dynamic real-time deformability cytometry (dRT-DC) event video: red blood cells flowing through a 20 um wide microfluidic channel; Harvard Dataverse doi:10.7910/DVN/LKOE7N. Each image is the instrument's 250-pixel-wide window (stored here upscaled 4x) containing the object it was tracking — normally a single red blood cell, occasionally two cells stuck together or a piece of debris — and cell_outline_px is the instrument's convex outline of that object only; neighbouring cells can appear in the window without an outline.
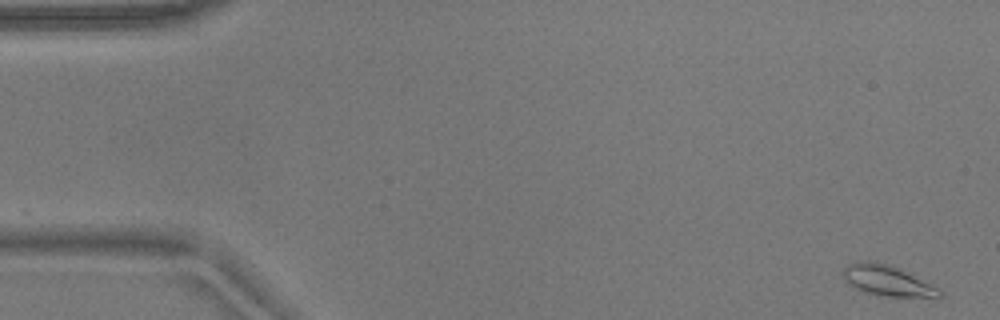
{"species": "common noctule bat (a hibernating species)", "species_latin": "Nyctalus noctula", "temperature_condition": "warm", "stored_images_in_passage": 54, "camera_frame_rate_fps": 3000, "um_per_image_px": 0.085, "animal": {"sex": "male", "body_mass_g": 17.9}, "frame": {"image": 1, "passage_image": 1, "time_ms": 0.0, "image_size_px": [1000, 320], "cell_outline_px": [[944, 296], [888, 296], [868, 292], [856, 288], [844, 280], [840, 272], [848, 264], [856, 260], [876, 260], [892, 264], [940, 288], [944, 292]], "centroid_in_image_um": [75.39, 23.79], "position_along_channel_um": 9.6, "area_um2": 17.4}}
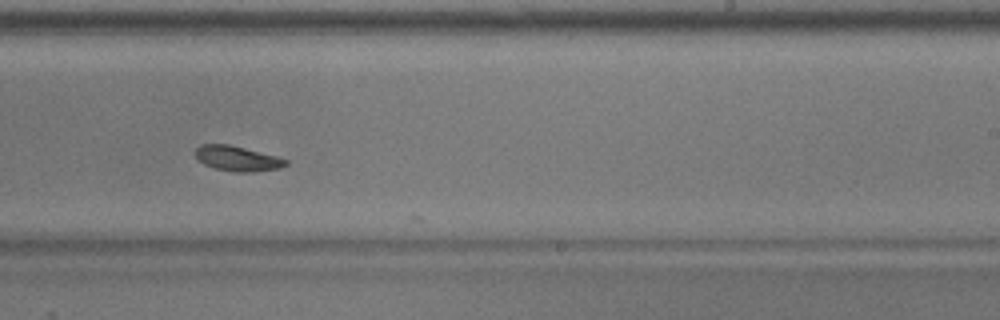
{"frame": {"image": 2, "passage_image": 33, "time_ms": 10.667, "image_size_px": [1000, 320], "cell_outline_px": [[288, 164], [280, 168], [252, 172], [232, 172], [216, 168], [204, 164], [196, 156], [196, 148], [200, 144], [228, 144], [276, 156], [288, 160]], "centroid_in_image_um": [20.19, 13.48], "position_along_channel_um": 268.8, "area_um2": 13.06}}
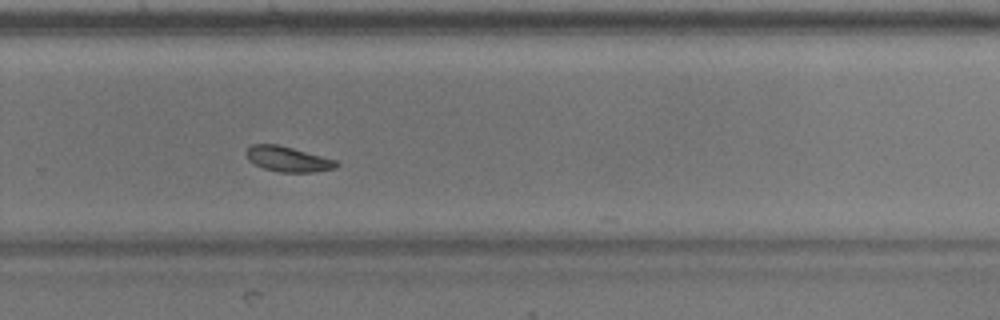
{"frame": {"image": 3, "passage_image": 36, "time_ms": 11.667, "image_size_px": [1000, 320], "cell_outline_px": [[340, 164], [336, 168], [312, 172], [280, 172], [264, 168], [248, 160], [244, 152], [252, 144], [276, 144], [292, 148], [336, 160]], "centroid_in_image_um": [24.46, 13.52], "position_along_channel_um": 305.3, "area_um2": 13.12}, "authors_computed_cell_mechanics": {"area_um2": 14.2766, "velocity_mm_per_s": 3.6608, "shape_relaxation_time_tau1_ms": 3.0735, "shape_relaxation_time_tau2_ms": 5.8984, "deformation_change_tau1": 0.1156, "deformation_change_tau2": 0.0967}}